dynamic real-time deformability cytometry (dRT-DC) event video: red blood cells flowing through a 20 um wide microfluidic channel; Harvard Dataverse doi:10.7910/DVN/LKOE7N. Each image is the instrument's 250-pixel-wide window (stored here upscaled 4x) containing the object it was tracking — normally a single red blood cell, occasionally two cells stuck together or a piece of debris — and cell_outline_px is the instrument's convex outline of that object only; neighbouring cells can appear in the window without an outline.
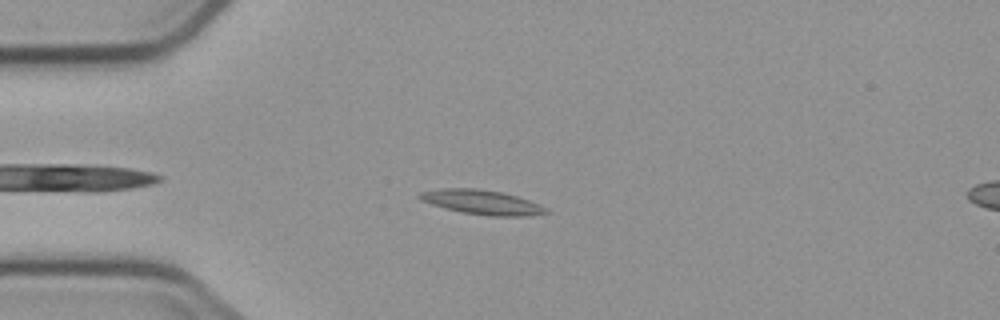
{"species": "common noctule bat (a hibernating species)", "species_latin": "Nyctalus noctula", "temperature_condition": "cold", "stored_images_in_passage": 4, "camera_frame_rate_fps": 3000, "um_per_image_px": 0.085, "animal": {"sex": "male", "body_mass_g": 23.1, "forearm_length_mm": 52.7}, "frame": {"image": 1, "passage_image": 3, "time_ms": 2.333, "image_size_px": [1000, 320], "cell_outline_px": [[548, 212], [528, 216], [488, 216], [460, 212], [444, 208], [420, 200], [416, 196], [420, 192], [440, 188], [476, 188], [500, 192], [516, 196], [540, 204], [548, 208]], "centroid_in_image_um": [40.93, 17.19], "position_along_channel_um": 44.1, "area_um2": 18.09}}